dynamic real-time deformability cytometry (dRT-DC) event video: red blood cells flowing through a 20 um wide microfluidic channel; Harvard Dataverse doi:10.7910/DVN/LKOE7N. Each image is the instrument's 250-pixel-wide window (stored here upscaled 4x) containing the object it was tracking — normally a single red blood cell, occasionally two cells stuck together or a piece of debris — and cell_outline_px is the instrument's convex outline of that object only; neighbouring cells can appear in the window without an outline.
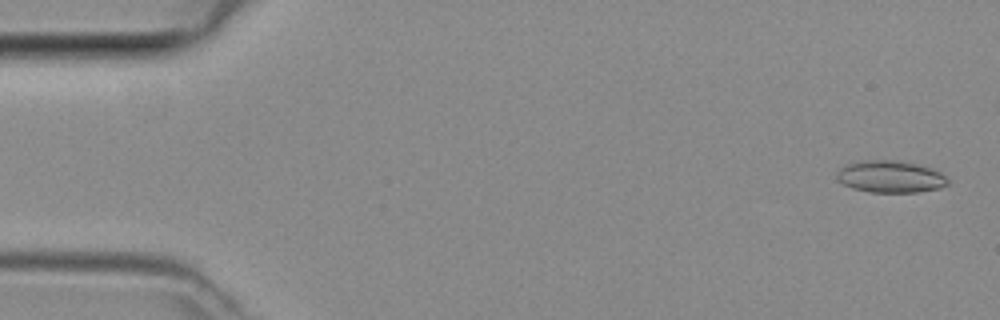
{"species": "common noctule bat (a hibernating species)", "species_latin": "Nyctalus noctula", "temperature_condition": "room temperature", "stored_images_in_passage": 41, "camera_frame_rate_fps": 3000, "um_per_image_px": 0.085, "animal": {"sex": "female", "body_mass_g": 29.2, "forearm_length_mm": 56.3}, "frame": {"image": 1, "passage_image": 2, "time_ms": 0.333, "image_size_px": [1000, 320], "cell_outline_px": [[948, 184], [940, 188], [916, 192], [872, 192], [852, 188], [836, 180], [836, 176], [840, 168], [848, 164], [864, 160], [900, 160], [920, 164], [932, 168], [940, 172], [948, 180]], "centroid_in_image_um": [75.7, 15.01], "position_along_channel_um": 9.3, "area_um2": 20.75}}
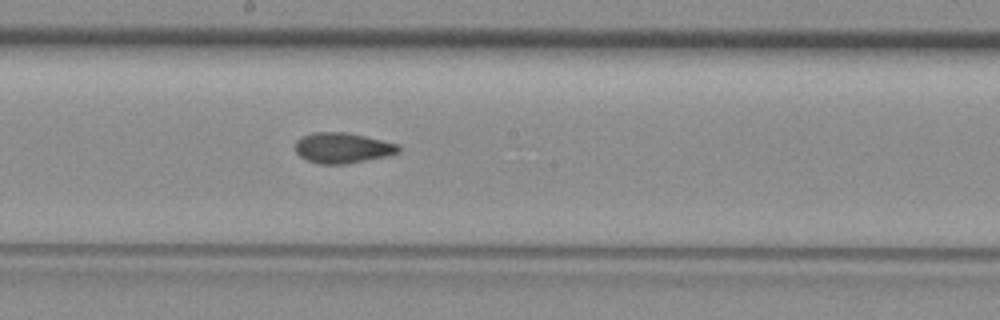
{"frame": {"image": 2, "passage_image": 25, "time_ms": 8.0, "image_size_px": [1000, 320], "cell_outline_px": [[400, 152], [384, 156], [344, 164], [320, 164], [308, 160], [300, 156], [296, 152], [296, 140], [312, 132], [344, 132], [364, 136], [400, 144]], "centroid_in_image_um": [29.11, 12.56], "position_along_channel_um": 219.1, "area_um2": 18.09}}
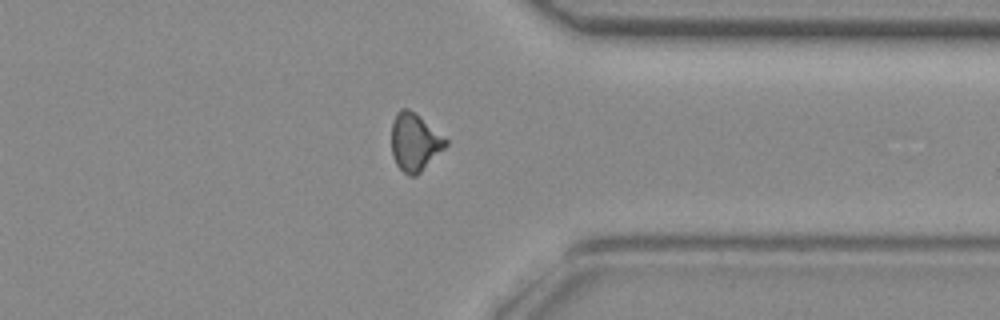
{"frame": {"image": 3, "passage_image": 36, "time_ms": 11.667, "image_size_px": [1000, 320], "cell_outline_px": [[448, 144], [416, 176], [408, 176], [396, 164], [392, 156], [392, 120], [396, 112], [400, 108], [408, 108], [448, 140]], "centroid_in_image_um": [35.22, 12.08], "position_along_channel_um": 376.2, "area_um2": 17.92}}